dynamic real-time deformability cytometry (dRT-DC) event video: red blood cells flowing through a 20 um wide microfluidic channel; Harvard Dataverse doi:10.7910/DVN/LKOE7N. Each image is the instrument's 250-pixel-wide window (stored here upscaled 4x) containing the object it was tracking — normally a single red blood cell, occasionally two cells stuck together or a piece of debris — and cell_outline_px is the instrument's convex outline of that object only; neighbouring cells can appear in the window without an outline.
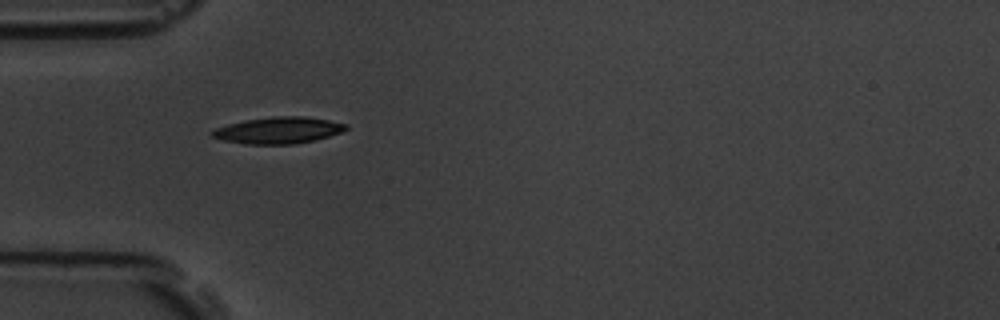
{"species": "common noctule bat (a hibernating species)", "species_latin": "Nyctalus noctula", "temperature_condition": "room temperature", "stored_images_in_passage": 2, "camera_frame_rate_fps": 3000, "um_per_image_px": 0.085, "animal": {"sex": "male", "body_mass_g": 19.5, "forearm_length_mm": 54.6}, "frame": {"image": 1, "passage_image": 1, "time_ms": 0.0, "image_size_px": [1000, 320], "cell_outline_px": [[348, 128], [340, 132], [328, 136], [296, 144], [244, 144], [224, 140], [212, 136], [208, 132], [216, 128], [228, 124], [244, 120], [272, 116], [304, 116], [328, 120], [348, 124]], "centroid_in_image_um": [23.63, 11.07], "position_along_channel_um": 61.4, "area_um2": 20.63}}
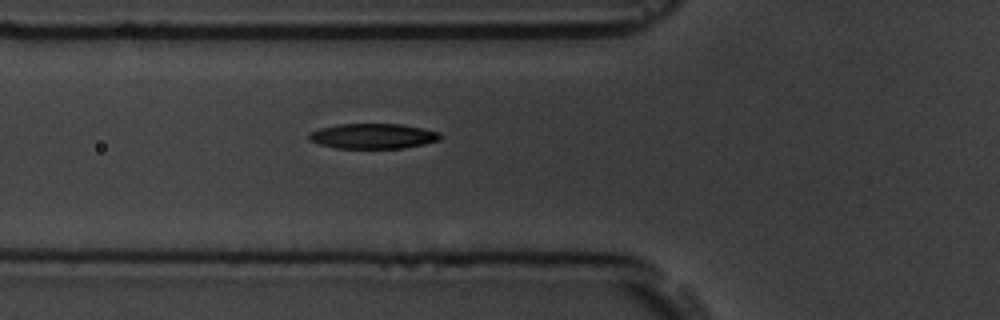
{"frame": {"image": 2, "passage_image": 2, "time_ms": 1.0, "image_size_px": [1000, 320], "cell_outline_px": [[440, 140], [424, 144], [404, 148], [336, 148], [320, 144], [308, 140], [308, 132], [320, 128], [336, 124], [400, 124], [424, 128], [440, 132]], "centroid_in_image_um": [31.69, 11.56], "position_along_channel_um": 94.1, "area_um2": 19.36}}